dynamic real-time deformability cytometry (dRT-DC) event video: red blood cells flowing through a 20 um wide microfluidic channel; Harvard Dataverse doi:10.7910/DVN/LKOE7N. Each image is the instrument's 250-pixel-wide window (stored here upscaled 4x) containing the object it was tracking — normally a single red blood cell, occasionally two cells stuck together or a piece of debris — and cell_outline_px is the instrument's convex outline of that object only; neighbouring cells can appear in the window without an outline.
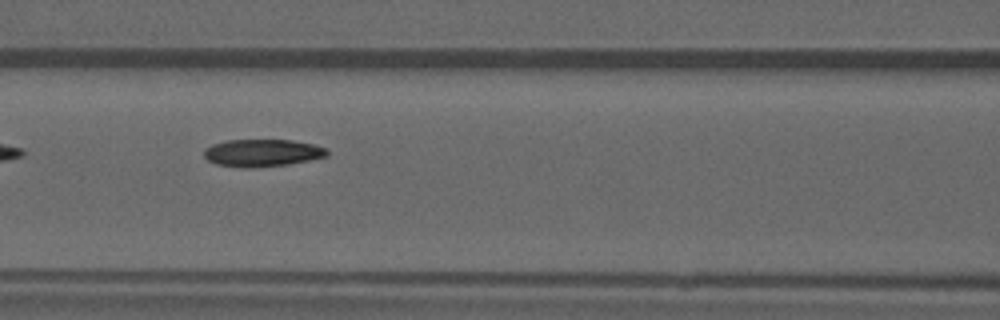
{"species": "common noctule bat (a hibernating species)", "species_latin": "Nyctalus noctula", "temperature_condition": "warm", "stored_images_in_passage": 6, "camera_frame_rate_fps": 3000, "um_per_image_px": 0.085, "animal": {"sex": "male", "forearm_length_mm": 52.5}, "frame": {"image": 1, "passage_image": 5, "time_ms": 5.667, "image_size_px": [1000, 320], "cell_outline_px": [[328, 156], [288, 164], [252, 168], [244, 168], [216, 164], [208, 160], [204, 156], [204, 148], [212, 144], [224, 140], [292, 140], [312, 144], [324, 148], [328, 152]], "centroid_in_image_um": [22.24, 12.99], "position_along_channel_um": 144.4, "area_um2": 19.59}}